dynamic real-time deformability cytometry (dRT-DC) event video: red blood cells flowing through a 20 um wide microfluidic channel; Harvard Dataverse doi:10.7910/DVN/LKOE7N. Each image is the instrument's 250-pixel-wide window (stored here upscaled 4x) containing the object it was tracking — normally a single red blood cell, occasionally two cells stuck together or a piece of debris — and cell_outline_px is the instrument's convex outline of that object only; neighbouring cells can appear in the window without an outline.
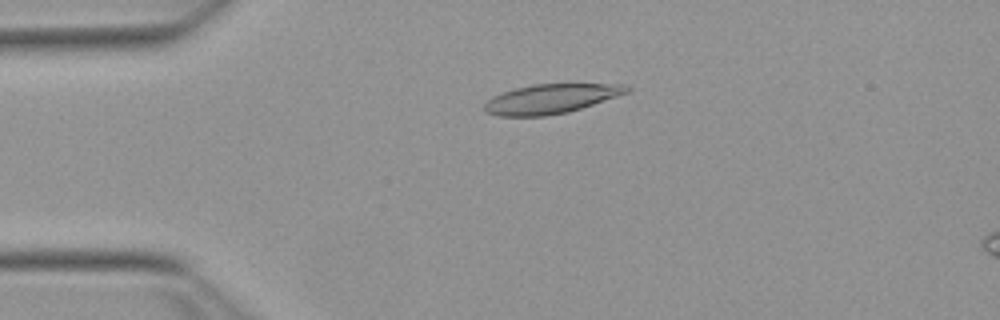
{"species": "Egyptian fruit bat (a non-hibernating species)", "species_latin": "Rousettus aegyptiacus", "temperature_condition": "warm", "stored_images_in_passage": 50, "camera_frame_rate_fps": 3000, "um_per_image_px": 0.085, "animal": {"sex": "female"}, "frame": {"image": 1, "passage_image": 9, "time_ms": 2.667, "image_size_px": [1000, 320], "cell_outline_px": [[632, 88], [628, 92], [568, 112], [544, 116], [496, 116], [484, 112], [484, 104], [492, 96], [516, 88], [532, 84], [572, 80], [624, 84]], "centroid_in_image_um": [46.89, 8.33], "position_along_channel_um": 38.1, "area_um2": 25.55}}
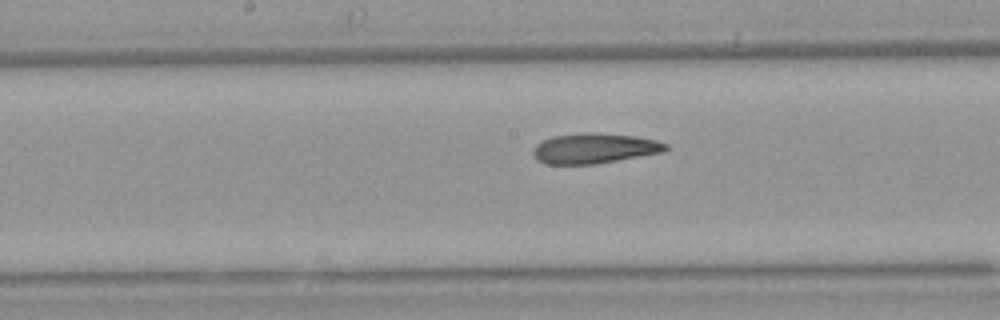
{"frame": {"image": 2, "passage_image": 24, "time_ms": 7.667, "image_size_px": [1000, 320], "cell_outline_px": [[668, 148], [664, 152], [596, 164], [544, 164], [536, 160], [532, 156], [532, 148], [536, 144], [552, 136], [584, 132], [600, 132], [636, 136], [656, 140], [668, 144]], "centroid_in_image_um": [50.5, 12.6], "position_along_channel_um": 197.7, "area_um2": 23.76}}
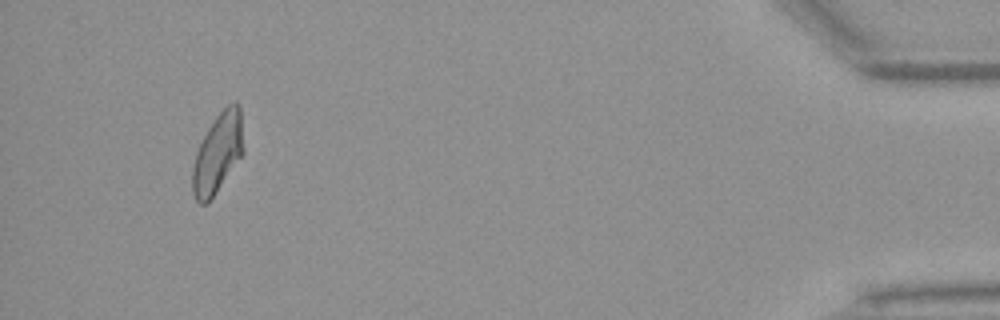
{"frame": {"image": 3, "passage_image": 47, "time_ms": 15.333, "image_size_px": [1000, 320], "cell_outline_px": [[244, 152], [208, 204], [200, 204], [196, 200], [192, 192], [192, 168], [196, 152], [208, 128], [216, 116], [228, 104], [236, 100], [240, 108], [244, 148]], "centroid_in_image_um": [18.51, 13.03], "position_along_channel_um": 416.7, "area_um2": 23.64}, "authors_computed_cell_mechanics": {"area_um2": 23.9292, "velocity_mm_per_s": 3.8191, "shape_relaxation_time_tau1_ms": 10.2858, "shape_relaxation_time_tau2_ms": 4.6853, "deformation_change_tau1": 0.2272, "deformation_change_tau2": 0.134}}